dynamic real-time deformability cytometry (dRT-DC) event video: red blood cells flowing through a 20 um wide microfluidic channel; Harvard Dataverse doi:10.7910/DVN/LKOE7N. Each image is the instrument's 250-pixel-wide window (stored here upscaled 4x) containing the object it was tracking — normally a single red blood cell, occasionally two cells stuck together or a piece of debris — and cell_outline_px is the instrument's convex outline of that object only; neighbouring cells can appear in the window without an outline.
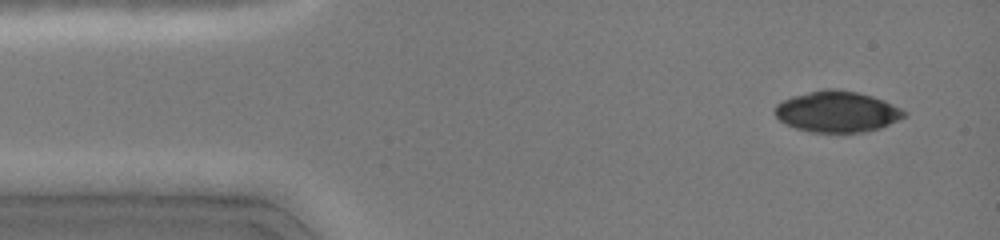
{"species": "common noctule bat (a hibernating species)", "species_latin": "Nyctalus noctula", "temperature_condition": "cold", "stored_images_in_passage": 9, "camera_frame_rate_fps": 3000, "um_per_image_px": 0.085, "animal": {"sex": "female", "body_mass_g": 19.0, "forearm_length_mm": 51.5}, "frame": {"image": 1, "passage_image": 2, "time_ms": 0.667, "image_size_px": [1000, 240], "cell_outline_px": [[908, 112], [904, 116], [880, 128], [864, 132], [812, 132], [796, 128], [780, 120], [776, 116], [772, 108], [776, 104], [792, 96], [824, 88], [836, 88], [856, 92], [872, 96], [884, 100]], "centroid_in_image_um": [71.13, 9.48], "position_along_channel_um": 13.9, "area_um2": 30.81}}